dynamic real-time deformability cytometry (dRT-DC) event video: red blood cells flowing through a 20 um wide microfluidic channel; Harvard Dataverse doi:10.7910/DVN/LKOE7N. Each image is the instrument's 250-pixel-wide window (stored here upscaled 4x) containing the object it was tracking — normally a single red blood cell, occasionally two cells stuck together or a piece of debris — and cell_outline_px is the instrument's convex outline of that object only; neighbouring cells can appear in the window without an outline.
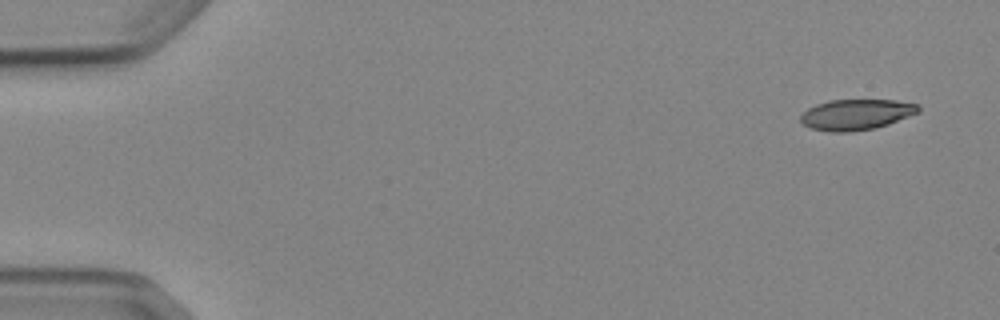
{"species": "Egyptian fruit bat (a non-hibernating species)", "species_latin": "Rousettus aegyptiacus", "temperature_condition": "cold", "stored_images_in_passage": 5, "camera_frame_rate_fps": 3000, "um_per_image_px": 0.085, "animal": {"sex": "female"}, "frame": {"image": 1, "passage_image": 1, "time_ms": 0.0, "image_size_px": [1000, 320], "cell_outline_px": [[920, 112], [888, 124], [876, 128], [848, 132], [832, 132], [812, 128], [804, 124], [800, 120], [800, 116], [808, 108], [816, 104], [828, 100], [896, 100], [920, 104]], "centroid_in_image_um": [72.81, 9.73], "position_along_channel_um": 12.2, "area_um2": 21.1}}
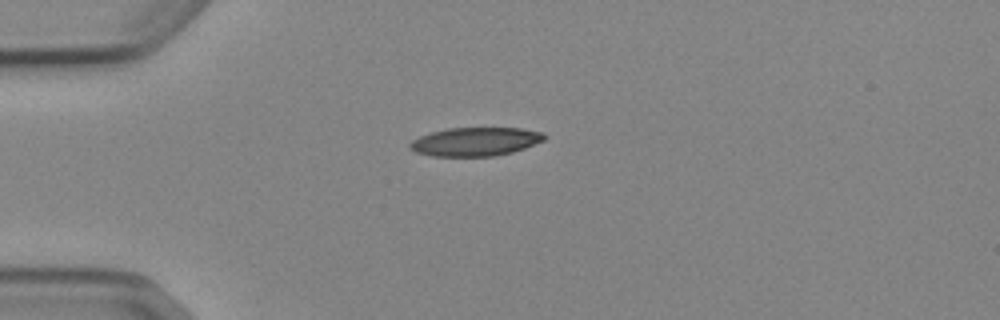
{"frame": {"image": 2, "passage_image": 4, "time_ms": 3.667, "image_size_px": [1000, 320], "cell_outline_px": [[548, 136], [544, 140], [524, 148], [512, 152], [496, 156], [432, 156], [416, 152], [408, 148], [408, 144], [412, 140], [420, 136], [432, 132], [448, 128], [520, 128], [544, 132]], "centroid_in_image_um": [40.41, 12.04], "position_along_channel_um": 44.6, "area_um2": 22.48}}